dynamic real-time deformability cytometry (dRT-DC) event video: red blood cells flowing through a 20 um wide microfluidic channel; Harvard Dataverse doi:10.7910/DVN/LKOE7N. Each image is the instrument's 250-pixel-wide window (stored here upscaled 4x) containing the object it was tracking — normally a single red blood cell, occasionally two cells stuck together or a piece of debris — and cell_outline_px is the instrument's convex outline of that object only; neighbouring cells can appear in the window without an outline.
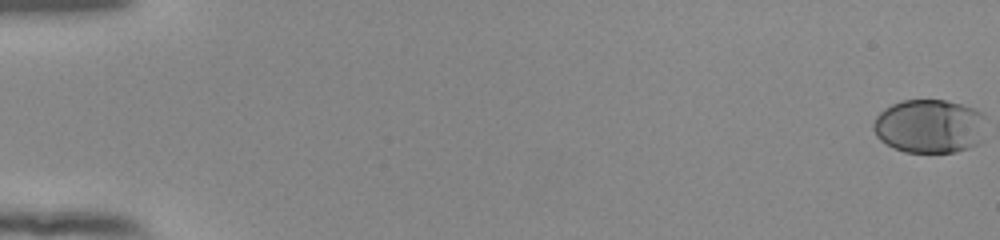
{"species": "human", "species_latin": "Homo sapiens", "temperature_condition": "room temperature", "stored_images_in_passage": 55, "camera_frame_rate_fps": 3000, "um_per_image_px": 0.085, "donor": {"sex": "female"}, "frame": {"image": 1, "passage_image": 1, "time_ms": 0.0, "image_size_px": [1000, 240], "cell_outline_px": [[984, 140], [980, 144], [956, 152], [904, 152], [892, 148], [880, 140], [876, 136], [872, 128], [872, 124], [876, 116], [884, 108], [900, 100], [944, 100], [976, 108], [984, 112]], "centroid_in_image_um": [79.02, 10.73], "position_along_channel_um": 6.0, "area_um2": 36.01}}
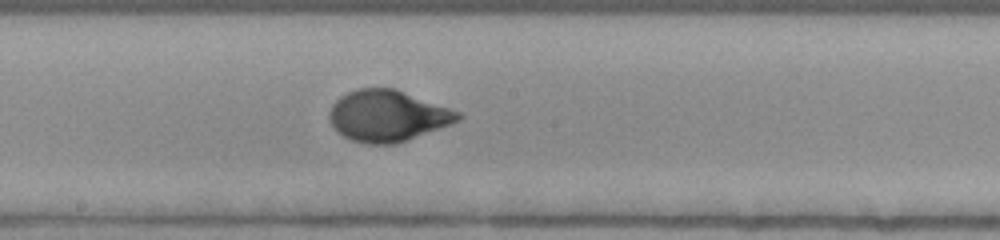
{"frame": {"image": 2, "passage_image": 32, "time_ms": 10.333, "image_size_px": [1000, 240], "cell_outline_px": [[464, 116], [460, 120], [452, 124], [408, 140], [396, 144], [368, 144], [352, 140], [336, 132], [332, 128], [328, 116], [328, 112], [332, 104], [340, 96], [356, 88], [396, 88], [460, 112]], "centroid_in_image_um": [32.93, 9.85], "position_along_channel_um": 215.3, "area_um2": 38.78}}
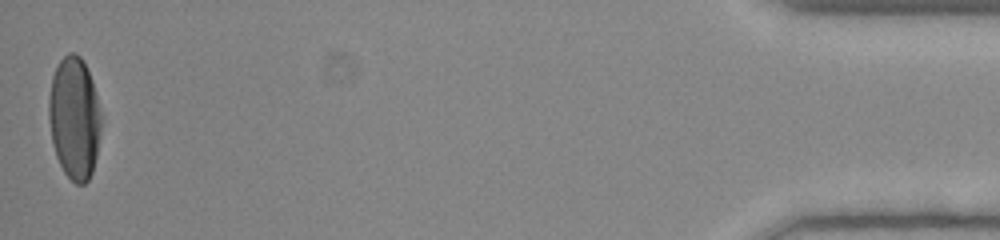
{"frame": {"image": 3, "passage_image": 55, "time_ms": 18.0, "image_size_px": [1000, 240], "cell_outline_px": [[100, 132], [96, 156], [92, 172], [88, 180], [84, 184], [76, 184], [64, 172], [56, 156], [52, 144], [48, 116], [48, 100], [52, 76], [60, 60], [68, 52], [76, 52], [80, 56], [92, 80], [100, 112]], "centroid_in_image_um": [6.29, 10.03], "position_along_channel_um": 428.9, "area_um2": 37.17}, "authors_computed_cell_mechanics": {"area_um2": 36.7608, "velocity_mm_per_s": 3.8914, "shape_relaxation_time_tau1_ms": 3.147, "shape_relaxation_time_tau2_ms": null, "deformation_change_tau1": 0.1772, "deformation_change_tau2": null}}